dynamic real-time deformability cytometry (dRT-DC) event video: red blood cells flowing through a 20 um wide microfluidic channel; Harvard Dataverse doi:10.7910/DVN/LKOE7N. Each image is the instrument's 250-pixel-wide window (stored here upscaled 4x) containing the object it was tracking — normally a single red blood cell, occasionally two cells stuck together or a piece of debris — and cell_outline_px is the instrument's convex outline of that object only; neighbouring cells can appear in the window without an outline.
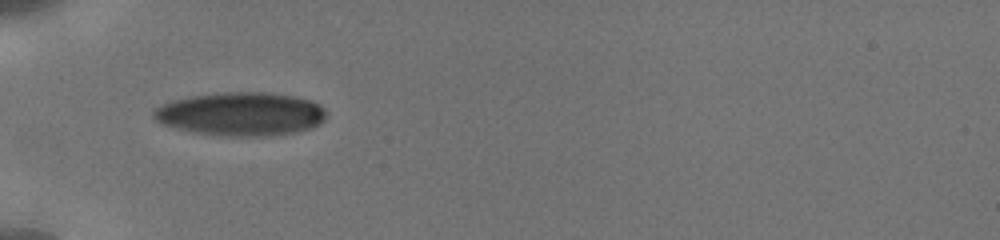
{"species": "human", "species_latin": "Homo sapiens", "temperature_condition": "cold", "stored_images_in_passage": 34, "camera_frame_rate_fps": 3000, "um_per_image_px": 0.085, "donor": {"sex": "male"}, "frame": {"image": 1, "passage_image": 1, "time_ms": 0.0, "image_size_px": [1000, 240], "cell_outline_px": [[324, 120], [320, 124], [312, 128], [296, 132], [268, 136], [220, 136], [192, 132], [160, 124], [152, 116], [152, 112], [156, 108], [172, 100], [192, 96], [224, 92], [260, 92], [292, 96], [308, 100], [320, 104], [324, 108]], "centroid_in_image_um": [20.45, 9.7], "position_along_channel_um": 64.5, "area_um2": 43.75}}
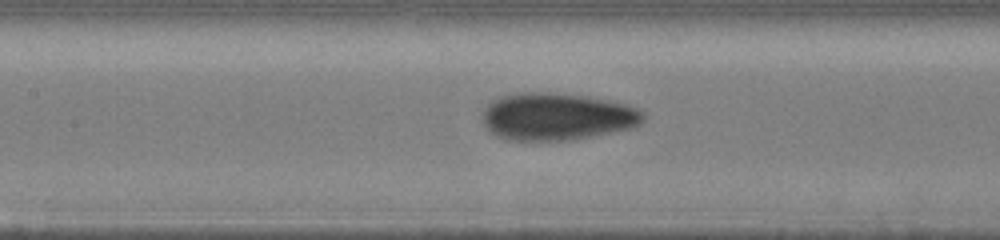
{"frame": {"image": 2, "passage_image": 16, "time_ms": 2.667, "image_size_px": [1000, 240], "cell_outline_px": [[644, 120], [640, 124], [632, 128], [568, 140], [508, 140], [496, 136], [484, 124], [484, 108], [492, 100], [500, 96], [520, 92], [548, 92], [588, 96], [628, 104], [640, 108], [644, 112]], "centroid_in_image_um": [47.36, 9.89], "position_along_channel_um": 160.0, "area_um2": 44.39}}
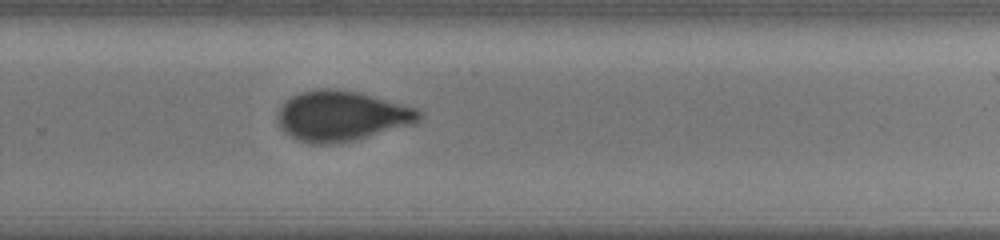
{"frame": {"image": 3, "passage_image": 34, "time_ms": 6.333, "image_size_px": [1000, 240], "cell_outline_px": [[424, 116], [420, 120], [412, 124], [356, 140], [340, 144], [312, 144], [296, 140], [284, 132], [280, 128], [276, 116], [280, 104], [284, 100], [300, 92], [316, 88], [332, 88], [360, 92], [416, 108]], "centroid_in_image_um": [28.98, 9.86], "position_along_channel_um": 300.8, "area_um2": 41.96}}